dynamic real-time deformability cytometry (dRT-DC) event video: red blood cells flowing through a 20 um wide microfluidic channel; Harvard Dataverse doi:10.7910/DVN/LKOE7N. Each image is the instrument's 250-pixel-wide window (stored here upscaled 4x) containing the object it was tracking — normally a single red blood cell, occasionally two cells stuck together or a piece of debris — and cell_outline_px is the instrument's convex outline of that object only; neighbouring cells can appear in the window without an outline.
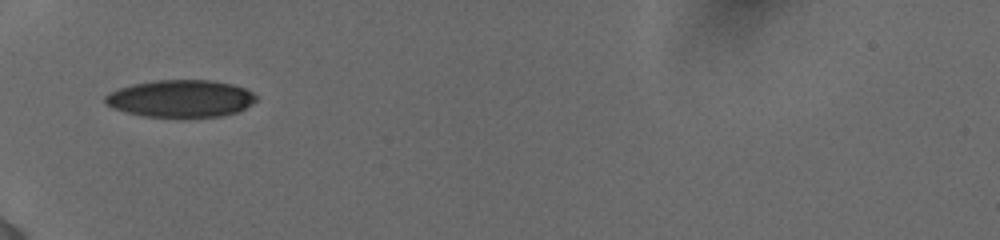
{"species": "human", "species_latin": "Homo sapiens", "temperature_condition": "cold", "stored_images_in_passage": 13, "camera_frame_rate_fps": 3000, "um_per_image_px": 0.085, "donor": {"sex": "female"}, "frame": {"image": 1, "passage_image": 1, "time_ms": 0.0, "image_size_px": [1000, 240], "cell_outline_px": [[256, 100], [252, 104], [236, 112], [220, 116], [144, 116], [112, 108], [104, 104], [104, 96], [108, 92], [132, 84], [156, 80], [212, 80], [232, 84], [244, 88], [252, 92], [256, 96]], "centroid_in_image_um": [15.32, 8.36], "position_along_channel_um": 69.7, "area_um2": 32.54}}
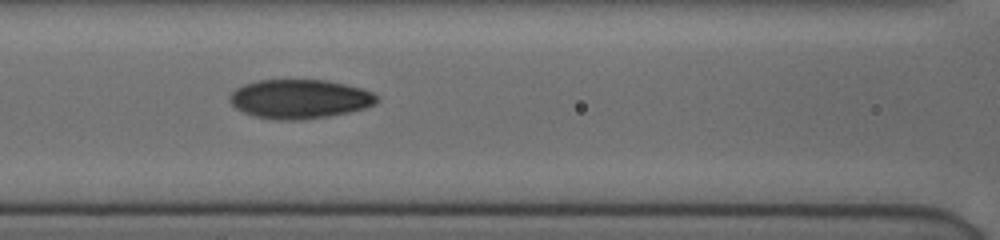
{"frame": {"image": 2, "passage_image": 6, "time_ms": 2.0, "image_size_px": [1000, 240], "cell_outline_px": [[380, 100], [376, 104], [364, 108], [348, 112], [328, 116], [300, 120], [272, 120], [256, 116], [244, 112], [236, 108], [228, 100], [232, 92], [236, 88], [244, 84], [256, 80], [328, 80], [364, 88], [372, 92]], "centroid_in_image_um": [25.48, 8.41], "position_along_channel_um": 141.1, "area_um2": 33.7}}
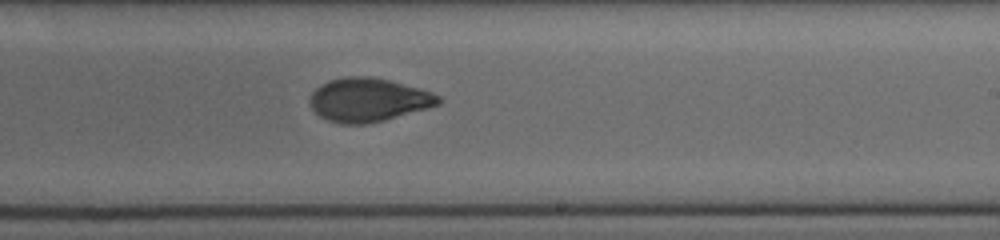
{"frame": {"image": 3, "passage_image": 13, "time_ms": 5.0, "image_size_px": [1000, 240], "cell_outline_px": [[440, 104], [428, 108], [384, 120], [368, 124], [340, 124], [328, 120], [320, 116], [312, 108], [308, 100], [312, 92], [320, 84], [328, 80], [344, 76], [372, 76], [420, 88], [432, 92], [440, 96]], "centroid_in_image_um": [31.29, 8.48], "position_along_channel_um": 257.7, "area_um2": 32.83}}